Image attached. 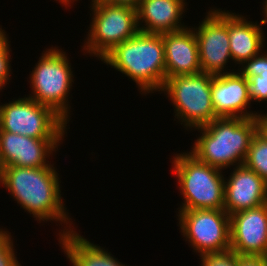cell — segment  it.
I'll return each instance as SVG.
<instances>
[{
	"mask_svg": "<svg viewBox=\"0 0 267 266\" xmlns=\"http://www.w3.org/2000/svg\"><path fill=\"white\" fill-rule=\"evenodd\" d=\"M55 1H58L63 6L65 5L64 6L65 9L66 8L68 9V7L72 8V4H74V2L77 1V0H55Z\"/></svg>",
	"mask_w": 267,
	"mask_h": 266,
	"instance_id": "28",
	"label": "cell"
},
{
	"mask_svg": "<svg viewBox=\"0 0 267 266\" xmlns=\"http://www.w3.org/2000/svg\"><path fill=\"white\" fill-rule=\"evenodd\" d=\"M230 249L240 256L267 257V203L230 215Z\"/></svg>",
	"mask_w": 267,
	"mask_h": 266,
	"instance_id": "12",
	"label": "cell"
},
{
	"mask_svg": "<svg viewBox=\"0 0 267 266\" xmlns=\"http://www.w3.org/2000/svg\"><path fill=\"white\" fill-rule=\"evenodd\" d=\"M64 139H35L0 131V159L4 167H54L50 155L56 153ZM55 152V153H54Z\"/></svg>",
	"mask_w": 267,
	"mask_h": 266,
	"instance_id": "11",
	"label": "cell"
},
{
	"mask_svg": "<svg viewBox=\"0 0 267 266\" xmlns=\"http://www.w3.org/2000/svg\"><path fill=\"white\" fill-rule=\"evenodd\" d=\"M9 37L6 34L5 30L0 27V85L5 88L10 83V76L12 74L11 70V55Z\"/></svg>",
	"mask_w": 267,
	"mask_h": 266,
	"instance_id": "20",
	"label": "cell"
},
{
	"mask_svg": "<svg viewBox=\"0 0 267 266\" xmlns=\"http://www.w3.org/2000/svg\"><path fill=\"white\" fill-rule=\"evenodd\" d=\"M166 79L201 73L198 43L191 26L162 34Z\"/></svg>",
	"mask_w": 267,
	"mask_h": 266,
	"instance_id": "15",
	"label": "cell"
},
{
	"mask_svg": "<svg viewBox=\"0 0 267 266\" xmlns=\"http://www.w3.org/2000/svg\"><path fill=\"white\" fill-rule=\"evenodd\" d=\"M211 99L214 112L219 118H254L262 113L248 111L252 106L248 80L238 70L213 75Z\"/></svg>",
	"mask_w": 267,
	"mask_h": 266,
	"instance_id": "13",
	"label": "cell"
},
{
	"mask_svg": "<svg viewBox=\"0 0 267 266\" xmlns=\"http://www.w3.org/2000/svg\"><path fill=\"white\" fill-rule=\"evenodd\" d=\"M230 170L224 190V210L229 215L267 203V182L263 178L244 164Z\"/></svg>",
	"mask_w": 267,
	"mask_h": 266,
	"instance_id": "14",
	"label": "cell"
},
{
	"mask_svg": "<svg viewBox=\"0 0 267 266\" xmlns=\"http://www.w3.org/2000/svg\"><path fill=\"white\" fill-rule=\"evenodd\" d=\"M199 26L192 27L198 43L199 61L203 73L226 74L225 67L232 61L228 31V10L212 7ZM230 60V61H229Z\"/></svg>",
	"mask_w": 267,
	"mask_h": 266,
	"instance_id": "10",
	"label": "cell"
},
{
	"mask_svg": "<svg viewBox=\"0 0 267 266\" xmlns=\"http://www.w3.org/2000/svg\"><path fill=\"white\" fill-rule=\"evenodd\" d=\"M262 4H263L262 13L264 17L262 21L265 23V26H266L267 24V0H264Z\"/></svg>",
	"mask_w": 267,
	"mask_h": 266,
	"instance_id": "29",
	"label": "cell"
},
{
	"mask_svg": "<svg viewBox=\"0 0 267 266\" xmlns=\"http://www.w3.org/2000/svg\"><path fill=\"white\" fill-rule=\"evenodd\" d=\"M239 67L240 68L238 69V71L247 80H249L253 76L267 74V49L262 50V52L245 61Z\"/></svg>",
	"mask_w": 267,
	"mask_h": 266,
	"instance_id": "22",
	"label": "cell"
},
{
	"mask_svg": "<svg viewBox=\"0 0 267 266\" xmlns=\"http://www.w3.org/2000/svg\"><path fill=\"white\" fill-rule=\"evenodd\" d=\"M244 165L267 182V141L258 133L250 143Z\"/></svg>",
	"mask_w": 267,
	"mask_h": 266,
	"instance_id": "19",
	"label": "cell"
},
{
	"mask_svg": "<svg viewBox=\"0 0 267 266\" xmlns=\"http://www.w3.org/2000/svg\"><path fill=\"white\" fill-rule=\"evenodd\" d=\"M29 75L32 91L29 98L53 109L70 122V90L74 83L73 68L67 53L59 47L46 48Z\"/></svg>",
	"mask_w": 267,
	"mask_h": 266,
	"instance_id": "5",
	"label": "cell"
},
{
	"mask_svg": "<svg viewBox=\"0 0 267 266\" xmlns=\"http://www.w3.org/2000/svg\"><path fill=\"white\" fill-rule=\"evenodd\" d=\"M249 96L252 102L267 101V74L253 76L248 80Z\"/></svg>",
	"mask_w": 267,
	"mask_h": 266,
	"instance_id": "24",
	"label": "cell"
},
{
	"mask_svg": "<svg viewBox=\"0 0 267 266\" xmlns=\"http://www.w3.org/2000/svg\"><path fill=\"white\" fill-rule=\"evenodd\" d=\"M58 237L59 246L72 266H127L78 231L73 230Z\"/></svg>",
	"mask_w": 267,
	"mask_h": 266,
	"instance_id": "18",
	"label": "cell"
},
{
	"mask_svg": "<svg viewBox=\"0 0 267 266\" xmlns=\"http://www.w3.org/2000/svg\"><path fill=\"white\" fill-rule=\"evenodd\" d=\"M90 3L92 18L81 51L100 61L116 45L139 32L137 11L125 5Z\"/></svg>",
	"mask_w": 267,
	"mask_h": 266,
	"instance_id": "7",
	"label": "cell"
},
{
	"mask_svg": "<svg viewBox=\"0 0 267 266\" xmlns=\"http://www.w3.org/2000/svg\"><path fill=\"white\" fill-rule=\"evenodd\" d=\"M264 266H267V257H264Z\"/></svg>",
	"mask_w": 267,
	"mask_h": 266,
	"instance_id": "31",
	"label": "cell"
},
{
	"mask_svg": "<svg viewBox=\"0 0 267 266\" xmlns=\"http://www.w3.org/2000/svg\"><path fill=\"white\" fill-rule=\"evenodd\" d=\"M101 61L136 83L141 95L161 91L166 81L162 34L139 31Z\"/></svg>",
	"mask_w": 267,
	"mask_h": 266,
	"instance_id": "2",
	"label": "cell"
},
{
	"mask_svg": "<svg viewBox=\"0 0 267 266\" xmlns=\"http://www.w3.org/2000/svg\"><path fill=\"white\" fill-rule=\"evenodd\" d=\"M238 266H264V257L238 255Z\"/></svg>",
	"mask_w": 267,
	"mask_h": 266,
	"instance_id": "25",
	"label": "cell"
},
{
	"mask_svg": "<svg viewBox=\"0 0 267 266\" xmlns=\"http://www.w3.org/2000/svg\"><path fill=\"white\" fill-rule=\"evenodd\" d=\"M213 75L198 73L167 78L160 93L171 101L174 120L189 131L219 118L213 109L211 83Z\"/></svg>",
	"mask_w": 267,
	"mask_h": 266,
	"instance_id": "6",
	"label": "cell"
},
{
	"mask_svg": "<svg viewBox=\"0 0 267 266\" xmlns=\"http://www.w3.org/2000/svg\"><path fill=\"white\" fill-rule=\"evenodd\" d=\"M187 5L186 0H142L136 8L139 31L164 34L189 27L182 23Z\"/></svg>",
	"mask_w": 267,
	"mask_h": 266,
	"instance_id": "16",
	"label": "cell"
},
{
	"mask_svg": "<svg viewBox=\"0 0 267 266\" xmlns=\"http://www.w3.org/2000/svg\"><path fill=\"white\" fill-rule=\"evenodd\" d=\"M7 230L0 227V266H22L15 253L14 238Z\"/></svg>",
	"mask_w": 267,
	"mask_h": 266,
	"instance_id": "21",
	"label": "cell"
},
{
	"mask_svg": "<svg viewBox=\"0 0 267 266\" xmlns=\"http://www.w3.org/2000/svg\"><path fill=\"white\" fill-rule=\"evenodd\" d=\"M67 124L53 109L34 101L28 94L0 104V131L35 139H64L70 129Z\"/></svg>",
	"mask_w": 267,
	"mask_h": 266,
	"instance_id": "8",
	"label": "cell"
},
{
	"mask_svg": "<svg viewBox=\"0 0 267 266\" xmlns=\"http://www.w3.org/2000/svg\"><path fill=\"white\" fill-rule=\"evenodd\" d=\"M198 130L199 137L190 153L199 161L222 171L244 164L253 137L257 134L254 118H217Z\"/></svg>",
	"mask_w": 267,
	"mask_h": 266,
	"instance_id": "3",
	"label": "cell"
},
{
	"mask_svg": "<svg viewBox=\"0 0 267 266\" xmlns=\"http://www.w3.org/2000/svg\"><path fill=\"white\" fill-rule=\"evenodd\" d=\"M249 21L246 16L239 15L228 10V31L230 41V52L232 61L238 68L245 61L262 52L266 40L264 28L265 23Z\"/></svg>",
	"mask_w": 267,
	"mask_h": 266,
	"instance_id": "17",
	"label": "cell"
},
{
	"mask_svg": "<svg viewBox=\"0 0 267 266\" xmlns=\"http://www.w3.org/2000/svg\"><path fill=\"white\" fill-rule=\"evenodd\" d=\"M171 172L182 200L178 210L224 209L225 177L222 170L199 161L189 151L175 153Z\"/></svg>",
	"mask_w": 267,
	"mask_h": 266,
	"instance_id": "4",
	"label": "cell"
},
{
	"mask_svg": "<svg viewBox=\"0 0 267 266\" xmlns=\"http://www.w3.org/2000/svg\"><path fill=\"white\" fill-rule=\"evenodd\" d=\"M199 257L201 266H238V254L231 249L223 252L206 253Z\"/></svg>",
	"mask_w": 267,
	"mask_h": 266,
	"instance_id": "23",
	"label": "cell"
},
{
	"mask_svg": "<svg viewBox=\"0 0 267 266\" xmlns=\"http://www.w3.org/2000/svg\"><path fill=\"white\" fill-rule=\"evenodd\" d=\"M56 170L55 167H4L0 185L37 222L54 221L60 223L57 226L63 224L65 229L61 227L62 230L57 233L61 236L76 229L62 201L61 180Z\"/></svg>",
	"mask_w": 267,
	"mask_h": 266,
	"instance_id": "1",
	"label": "cell"
},
{
	"mask_svg": "<svg viewBox=\"0 0 267 266\" xmlns=\"http://www.w3.org/2000/svg\"><path fill=\"white\" fill-rule=\"evenodd\" d=\"M3 170H4V166H3L1 159H0V183L2 180V176H3Z\"/></svg>",
	"mask_w": 267,
	"mask_h": 266,
	"instance_id": "30",
	"label": "cell"
},
{
	"mask_svg": "<svg viewBox=\"0 0 267 266\" xmlns=\"http://www.w3.org/2000/svg\"><path fill=\"white\" fill-rule=\"evenodd\" d=\"M257 133L267 141V113L256 116Z\"/></svg>",
	"mask_w": 267,
	"mask_h": 266,
	"instance_id": "26",
	"label": "cell"
},
{
	"mask_svg": "<svg viewBox=\"0 0 267 266\" xmlns=\"http://www.w3.org/2000/svg\"><path fill=\"white\" fill-rule=\"evenodd\" d=\"M181 235L201 256L230 249V215L224 209L178 210Z\"/></svg>",
	"mask_w": 267,
	"mask_h": 266,
	"instance_id": "9",
	"label": "cell"
},
{
	"mask_svg": "<svg viewBox=\"0 0 267 266\" xmlns=\"http://www.w3.org/2000/svg\"><path fill=\"white\" fill-rule=\"evenodd\" d=\"M142 0H91V2H103L110 5H125L137 8Z\"/></svg>",
	"mask_w": 267,
	"mask_h": 266,
	"instance_id": "27",
	"label": "cell"
}]
</instances>
